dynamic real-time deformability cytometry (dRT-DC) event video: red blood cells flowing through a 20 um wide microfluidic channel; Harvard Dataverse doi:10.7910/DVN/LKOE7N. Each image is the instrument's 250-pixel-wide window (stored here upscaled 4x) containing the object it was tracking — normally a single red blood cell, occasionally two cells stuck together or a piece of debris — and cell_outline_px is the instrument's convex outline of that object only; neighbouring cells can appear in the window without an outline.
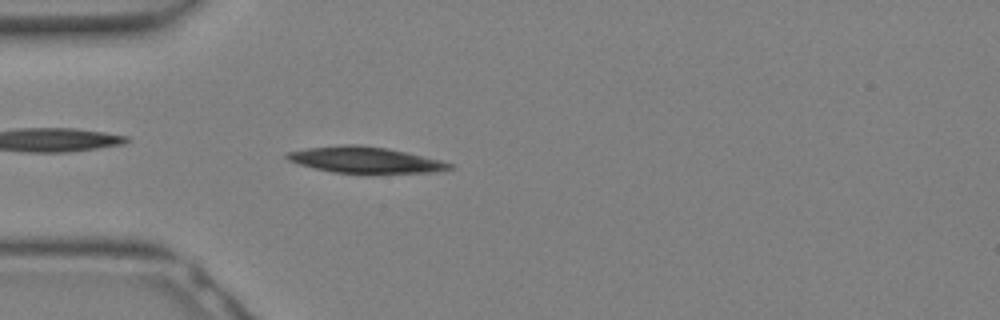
{"species": "Egyptian fruit bat (a non-hibernating species)", "species_latin": "Rousettus aegyptiacus", "temperature_condition": "warm", "stored_images_in_passage": 7, "camera_frame_rate_fps": 3000, "um_per_image_px": 0.085, "animal": {"sex": "female"}, "frame": {"image": 1, "passage_image": 1, "time_ms": 0.0, "image_size_px": [1000, 320], "cell_outline_px": [[452, 168], [436, 172], [332, 172], [300, 164], [288, 160], [284, 156], [288, 152], [308, 148], [344, 144], [356, 144], [388, 148], [440, 160], [452, 164]], "centroid_in_image_um": [31.01, 13.57], "position_along_channel_um": 54.0, "area_um2": 24.1}}
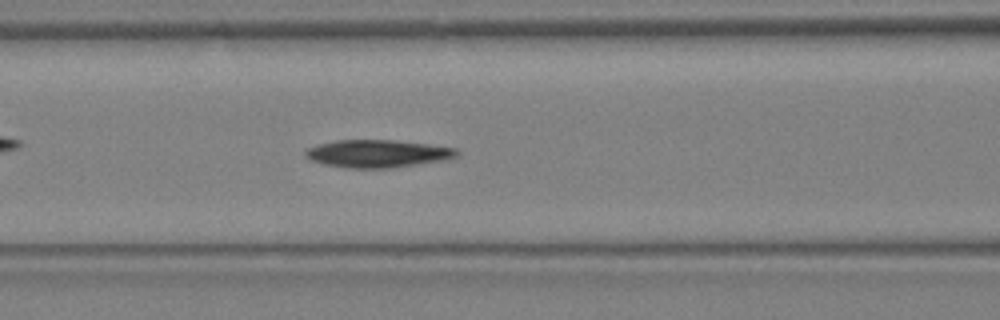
{"frame": {"image": 2, "passage_image": 5, "time_ms": 1.333, "image_size_px": [1000, 320], "cell_outline_px": [[460, 152], [456, 156], [448, 160], [392, 168], [348, 168], [324, 164], [312, 160], [304, 156], [304, 152], [308, 148], [320, 144], [336, 140], [396, 140], [428, 144], [456, 148]], "centroid_in_image_um": [32.14, 13.06], "position_along_channel_um": 134.5, "area_um2": 24.51}}
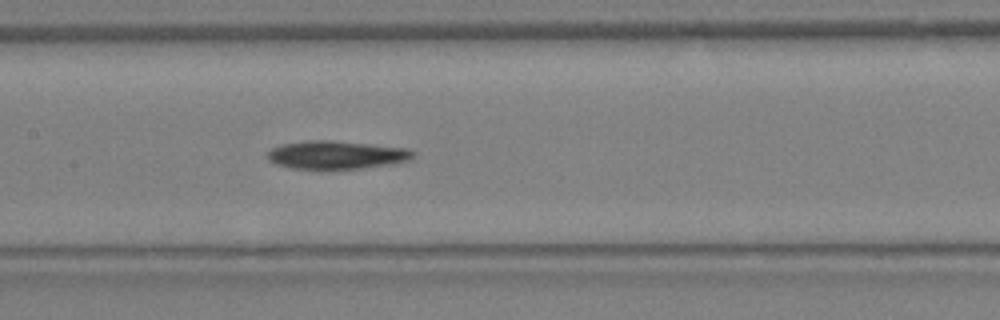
{"frame": {"image": 3, "passage_image": 7, "time_ms": 2.0, "image_size_px": [1000, 320], "cell_outline_px": [[416, 152], [408, 160], [396, 164], [360, 168], [292, 168], [276, 164], [268, 160], [268, 152], [272, 148], [284, 144], [312, 140], [324, 140], [368, 144], [408, 148]], "centroid_in_image_um": [28.63, 13.17], "position_along_channel_um": 178.8, "area_um2": 23.47}}